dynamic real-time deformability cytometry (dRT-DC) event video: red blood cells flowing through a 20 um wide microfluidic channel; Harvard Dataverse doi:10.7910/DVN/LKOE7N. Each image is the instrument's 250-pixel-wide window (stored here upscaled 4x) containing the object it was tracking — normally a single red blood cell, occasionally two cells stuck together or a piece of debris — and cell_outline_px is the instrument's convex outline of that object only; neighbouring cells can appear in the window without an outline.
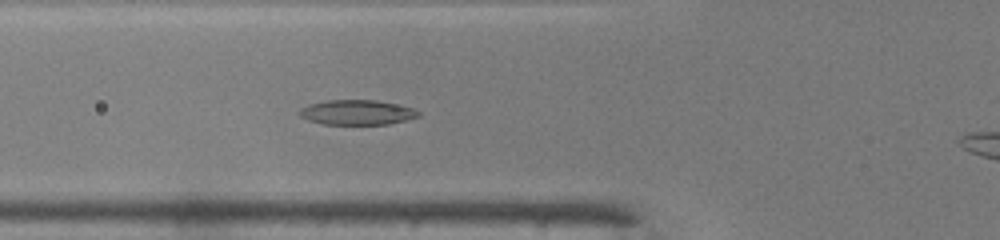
{"species": "common noctule bat (a hibernating species)", "species_latin": "Nyctalus noctula", "temperature_condition": "warm", "stored_images_in_passage": 37, "camera_frame_rate_fps": 3000, "um_per_image_px": 0.085, "animal": {"sex": "male", "body_mass_g": 19.0, "forearm_length_mm": 50.8}, "frame": {"image": 1, "passage_image": 11, "time_ms": 3.333, "image_size_px": [1000, 240], "cell_outline_px": [[420, 116], [408, 120], [388, 124], [324, 124], [308, 120], [300, 116], [296, 112], [300, 108], [308, 104], [328, 100], [376, 100], [412, 108], [420, 112]], "centroid_in_image_um": [30.31, 9.55], "position_along_channel_um": 95.5, "area_um2": 17.28}}
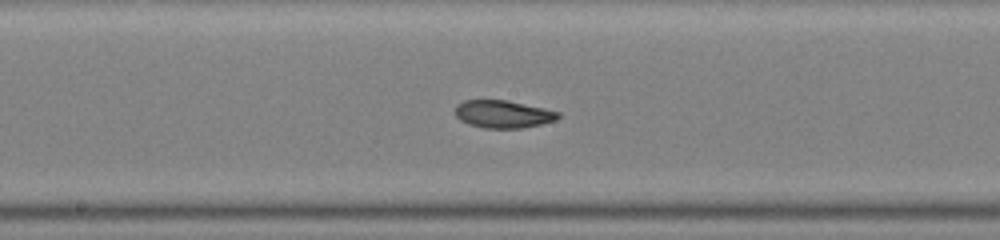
{"frame": {"image": 2, "passage_image": 19, "time_ms": 6.0, "image_size_px": [1000, 240], "cell_outline_px": [[560, 116], [556, 120], [540, 124], [520, 128], [484, 128], [468, 124], [460, 120], [456, 116], [456, 104], [464, 100], [508, 100], [544, 108], [560, 112]], "centroid_in_image_um": [42.75, 9.69], "position_along_channel_um": 205.4, "area_um2": 16.59}}
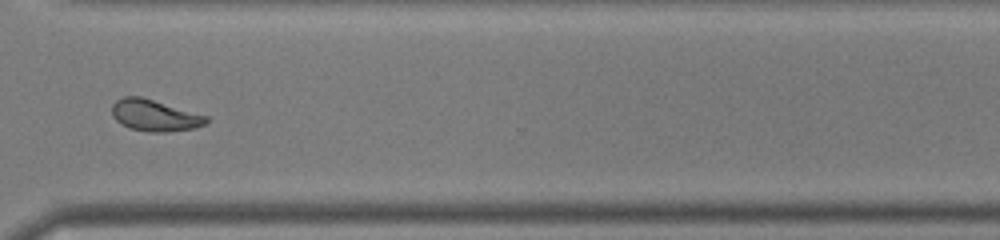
{"frame": {"image": 3, "passage_image": 30, "time_ms": 9.667, "image_size_px": [1000, 240], "cell_outline_px": [[208, 120], [204, 124], [196, 128], [164, 132], [148, 132], [128, 128], [120, 124], [112, 116], [112, 104], [116, 100], [124, 96], [140, 96], [208, 116]], "centroid_in_image_um": [13.11, 9.81], "position_along_channel_um": 357.5, "area_um2": 17.34}}